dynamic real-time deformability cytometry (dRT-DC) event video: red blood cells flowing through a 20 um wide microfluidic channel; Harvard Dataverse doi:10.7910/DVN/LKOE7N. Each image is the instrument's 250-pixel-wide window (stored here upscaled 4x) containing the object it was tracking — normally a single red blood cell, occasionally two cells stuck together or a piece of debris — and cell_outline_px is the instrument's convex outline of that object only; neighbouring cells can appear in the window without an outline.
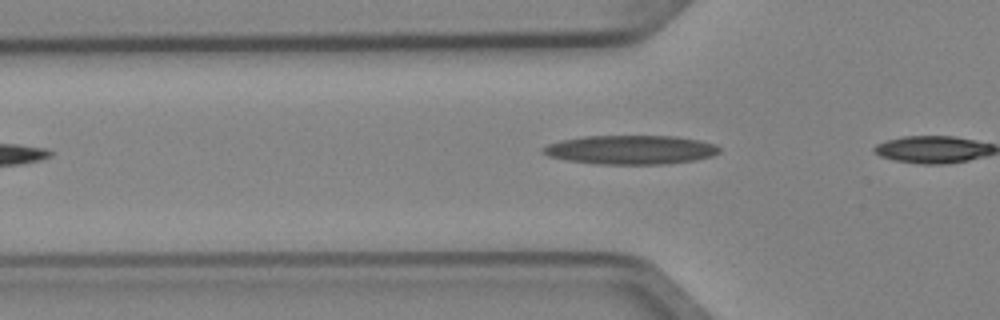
{"species": "Egyptian fruit bat (a non-hibernating species)", "species_latin": "Rousettus aegyptiacus", "temperature_condition": "cold", "stored_images_in_passage": 4, "camera_frame_rate_fps": 3000, "um_per_image_px": 0.085, "animal": {"sex": "female"}, "frame": {"image": 1, "passage_image": 4, "time_ms": 1.0, "image_size_px": [1000, 320], "cell_outline_px": [[720, 152], [712, 156], [696, 160], [668, 164], [600, 164], [568, 160], [548, 156], [544, 152], [544, 148], [548, 144], [560, 140], [584, 136], [676, 136], [700, 140], [716, 144], [720, 148]], "centroid_in_image_um": [53.67, 12.73], "position_along_channel_um": 72.1, "area_um2": 29.82}}